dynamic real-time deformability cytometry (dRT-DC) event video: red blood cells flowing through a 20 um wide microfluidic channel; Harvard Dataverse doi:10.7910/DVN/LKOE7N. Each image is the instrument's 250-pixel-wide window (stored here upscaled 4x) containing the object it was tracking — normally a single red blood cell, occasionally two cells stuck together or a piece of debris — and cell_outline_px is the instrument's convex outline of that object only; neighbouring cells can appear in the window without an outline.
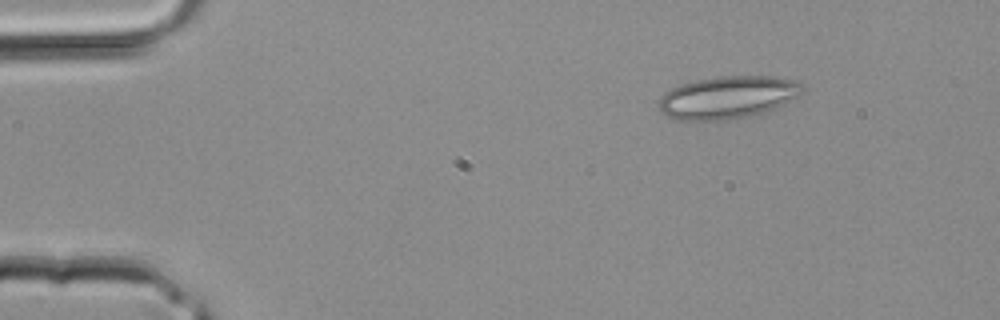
{"species": "common noctule bat (a hibernating species)", "species_latin": "Nyctalus noctula", "temperature_condition": "room temperature", "stored_images_in_passage": 3, "camera_frame_rate_fps": 3000, "um_per_image_px": 0.085, "animal": {"sex": "male", "body_mass_g": 20.4}, "frame": {"image": 1, "passage_image": 1, "time_ms": 0.0, "image_size_px": [1000, 320], "cell_outline_px": [[804, 92], [776, 108], [768, 112], [728, 120], [672, 120], [660, 108], [660, 96], [664, 92], [680, 84], [696, 80], [720, 76], [768, 76], [796, 80], [804, 84]], "centroid_in_image_um": [61.89, 8.27], "position_along_channel_um": 23.1, "area_um2": 35.78}}